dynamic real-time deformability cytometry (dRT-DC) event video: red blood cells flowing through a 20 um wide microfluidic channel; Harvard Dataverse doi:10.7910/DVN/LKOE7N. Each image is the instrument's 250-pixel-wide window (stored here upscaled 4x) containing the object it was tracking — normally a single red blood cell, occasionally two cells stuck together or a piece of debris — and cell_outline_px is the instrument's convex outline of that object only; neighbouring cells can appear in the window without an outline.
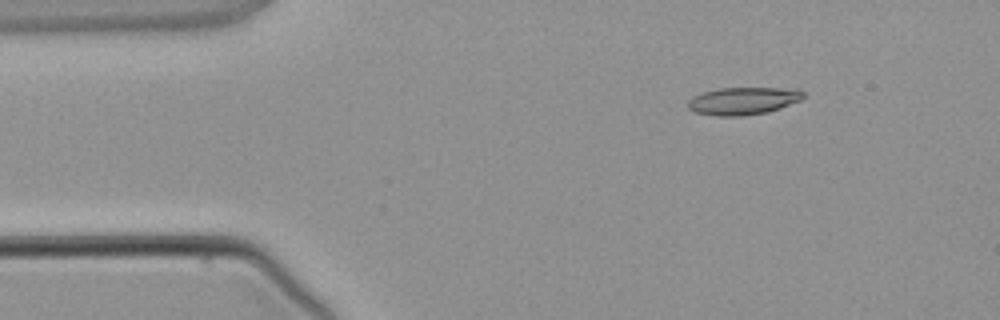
{"species": "common noctule bat (a hibernating species)", "species_latin": "Nyctalus noctula", "temperature_condition": "warm", "stored_images_in_passage": 2, "camera_frame_rate_fps": 3000, "um_per_image_px": 0.085, "animal": {"sex": "male", "body_mass_g": 21.5, "forearm_length_mm": 52.0}, "frame": {"image": 1, "passage_image": 1, "time_ms": 0.0, "image_size_px": [1000, 320], "cell_outline_px": [[804, 96], [800, 100], [780, 108], [768, 112], [744, 116], [716, 116], [696, 112], [688, 108], [688, 100], [692, 96], [704, 92], [720, 88], [800, 88], [804, 92]], "centroid_in_image_um": [63.19, 8.57], "position_along_channel_um": 21.8, "area_um2": 18.61}}